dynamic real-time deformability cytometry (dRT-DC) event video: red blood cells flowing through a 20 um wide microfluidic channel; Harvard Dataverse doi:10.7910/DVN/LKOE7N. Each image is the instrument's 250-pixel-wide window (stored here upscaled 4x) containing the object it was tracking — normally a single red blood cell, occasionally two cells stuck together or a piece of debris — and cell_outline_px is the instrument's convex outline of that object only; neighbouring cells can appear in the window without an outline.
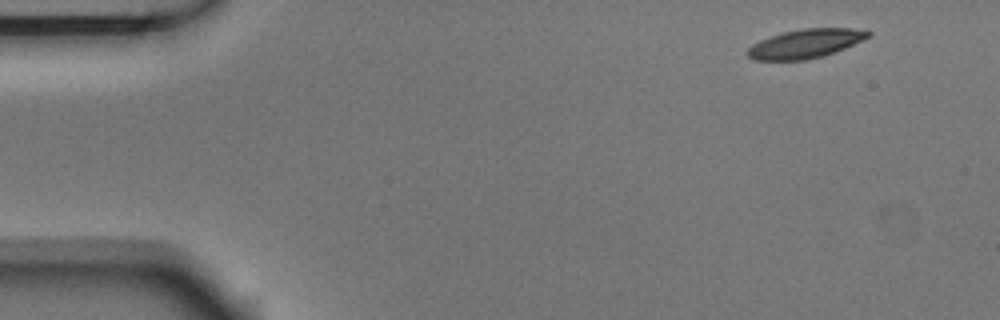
{"species": "Egyptian fruit bat (a non-hibernating species)", "species_latin": "Rousettus aegyptiacus", "temperature_condition": "room temperature", "stored_images_in_passage": 5, "camera_frame_rate_fps": 3000, "um_per_image_px": 0.085, "animal": {"sex": "male"}, "frame": {"image": 1, "passage_image": 1, "time_ms": 0.0, "image_size_px": [1000, 320], "cell_outline_px": [[872, 36], [844, 48], [820, 56], [804, 60], [756, 60], [748, 56], [744, 52], [752, 44], [760, 40], [784, 32], [804, 28], [852, 28], [872, 32]], "centroid_in_image_um": [68.45, 3.7], "position_along_channel_um": 16.6, "area_um2": 20.11}}
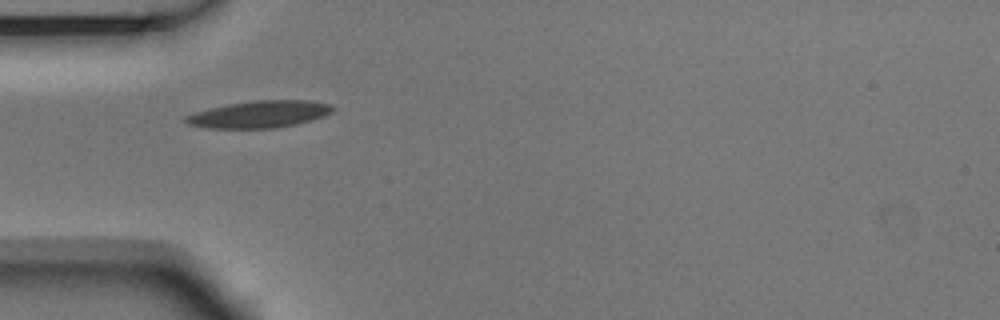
{"frame": {"image": 2, "passage_image": 4, "time_ms": 1.0, "image_size_px": [1000, 320], "cell_outline_px": [[336, 108], [332, 112], [324, 116], [312, 120], [296, 124], [276, 128], [208, 128], [188, 124], [184, 120], [184, 116], [208, 108], [228, 104], [252, 100], [312, 100], [332, 104]], "centroid_in_image_um": [22.09, 9.7], "position_along_channel_um": 62.9, "area_um2": 23.35}}
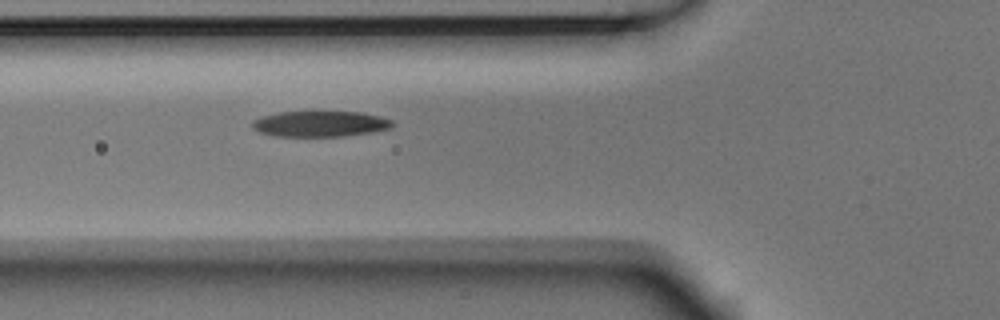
{"frame": {"image": 3, "passage_image": 5, "time_ms": 1.333, "image_size_px": [1000, 320], "cell_outline_px": [[396, 124], [392, 128], [372, 132], [344, 136], [272, 136], [260, 132], [252, 128], [252, 120], [264, 116], [280, 112], [364, 112], [380, 116], [392, 120]], "centroid_in_image_um": [27.26, 10.53], "position_along_channel_um": 98.5, "area_um2": 21.1}}